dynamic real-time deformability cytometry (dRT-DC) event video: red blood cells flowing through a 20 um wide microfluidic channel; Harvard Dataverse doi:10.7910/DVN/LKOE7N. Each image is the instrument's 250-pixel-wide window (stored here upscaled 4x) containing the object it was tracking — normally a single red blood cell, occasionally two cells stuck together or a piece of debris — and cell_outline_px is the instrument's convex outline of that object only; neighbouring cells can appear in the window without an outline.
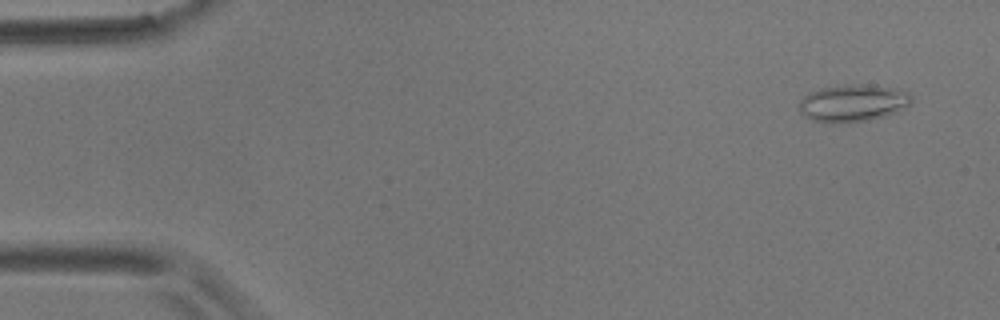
{"species": "common noctule bat (a hibernating species)", "species_latin": "Nyctalus noctula", "temperature_condition": "room temperature", "stored_images_in_passage": 13, "camera_frame_rate_fps": 3000, "um_per_image_px": 0.085, "animal": {"sex": "male", "body_mass_g": 17.9}, "frame": {"image": 1, "passage_image": 4, "time_ms": 1.0, "image_size_px": [1000, 320], "cell_outline_px": [[912, 100], [908, 104], [896, 112], [884, 116], [868, 120], [832, 124], [812, 120], [804, 116], [800, 112], [800, 100], [808, 92], [820, 88], [860, 84], [900, 88], [908, 92], [912, 96]], "centroid_in_image_um": [72.49, 8.76], "position_along_channel_um": 12.5, "area_um2": 24.33}}